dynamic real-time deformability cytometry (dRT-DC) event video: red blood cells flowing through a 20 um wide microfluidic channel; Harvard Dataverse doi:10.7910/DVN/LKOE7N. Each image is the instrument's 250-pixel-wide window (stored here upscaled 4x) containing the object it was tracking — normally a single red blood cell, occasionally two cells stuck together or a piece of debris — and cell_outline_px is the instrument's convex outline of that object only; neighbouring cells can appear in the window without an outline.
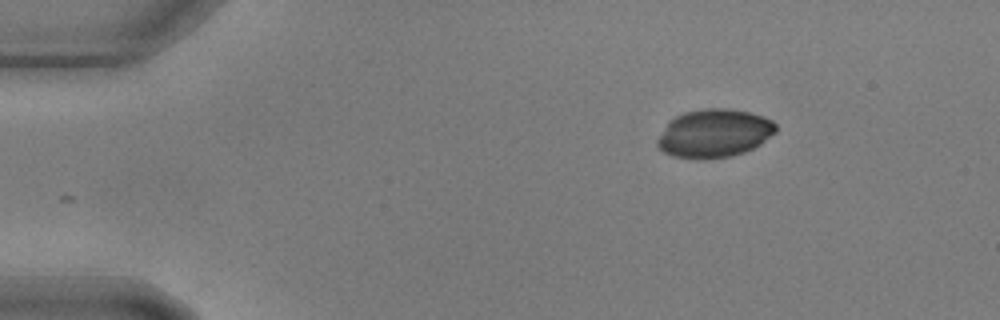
{"species": "common noctule bat (a hibernating species)", "species_latin": "Nyctalus noctula", "temperature_condition": "warm", "stored_images_in_passage": 50, "camera_frame_rate_fps": 3000, "um_per_image_px": 0.085, "animal": {"sex": "male", "body_mass_g": 17.9, "forearm_length_mm": 54.2}, "frame": {"image": 1, "passage_image": 1, "time_ms": 0.0, "image_size_px": [1000, 320], "cell_outline_px": [[776, 132], [760, 144], [744, 152], [732, 156], [704, 160], [696, 160], [672, 156], [664, 152], [656, 144], [656, 140], [668, 124], [676, 116], [684, 112], [704, 108], [728, 108], [748, 112], [764, 116], [772, 120], [776, 124]], "centroid_in_image_um": [60.72, 11.35], "position_along_channel_um": 24.3, "area_um2": 33.47}}
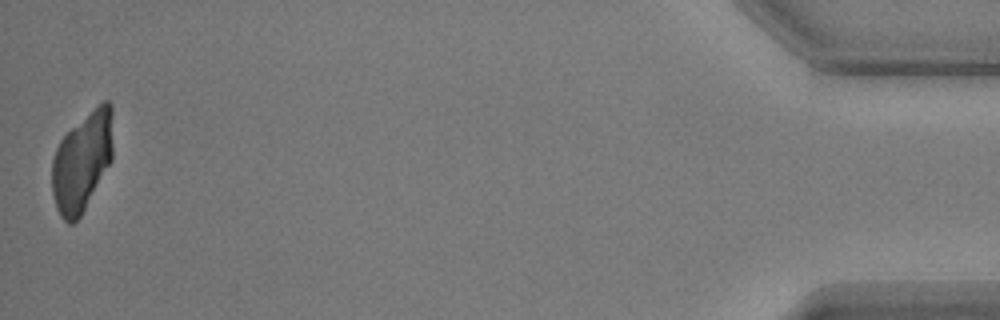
{"frame": {"image": 2, "passage_image": 50, "time_ms": 16.333, "image_size_px": [1000, 320], "cell_outline_px": [[112, 160], [80, 216], [72, 224], [68, 224], [60, 216], [56, 208], [52, 192], [52, 160], [56, 148], [60, 140], [72, 128], [104, 100], [108, 100], [112, 104]], "centroid_in_image_um": [6.97, 13.76], "position_along_channel_um": 428.2, "area_um2": 34.85}}